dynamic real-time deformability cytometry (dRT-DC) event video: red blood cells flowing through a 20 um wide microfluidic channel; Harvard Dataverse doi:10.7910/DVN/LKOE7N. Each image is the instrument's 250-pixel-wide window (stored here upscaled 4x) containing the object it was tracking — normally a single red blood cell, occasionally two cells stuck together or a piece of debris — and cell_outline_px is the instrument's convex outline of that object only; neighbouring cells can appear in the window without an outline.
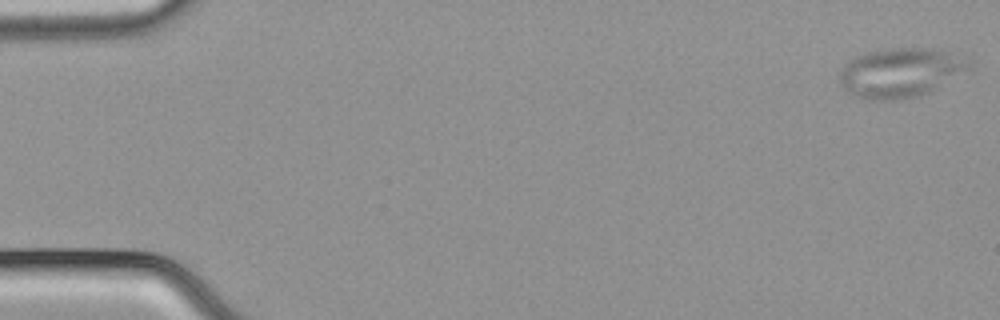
{"species": "common noctule bat (a hibernating species)", "species_latin": "Nyctalus noctula", "temperature_condition": "cold", "stored_images_in_passage": 54, "camera_frame_rate_fps": 3000, "um_per_image_px": 0.085, "animal": {"sex": "male", "body_mass_g": 21.5, "forearm_length_mm": 52.0}, "frame": {"image": 1, "passage_image": 1, "time_ms": 0.0, "image_size_px": [1000, 320], "cell_outline_px": [[972, 68], [928, 92], [920, 96], [896, 100], [864, 100], [852, 96], [840, 84], [840, 72], [844, 64], [848, 60], [856, 56], [868, 52], [888, 48], [936, 48], [972, 60]], "centroid_in_image_um": [76.53, 6.18], "position_along_channel_um": 8.5, "area_um2": 37.57}}
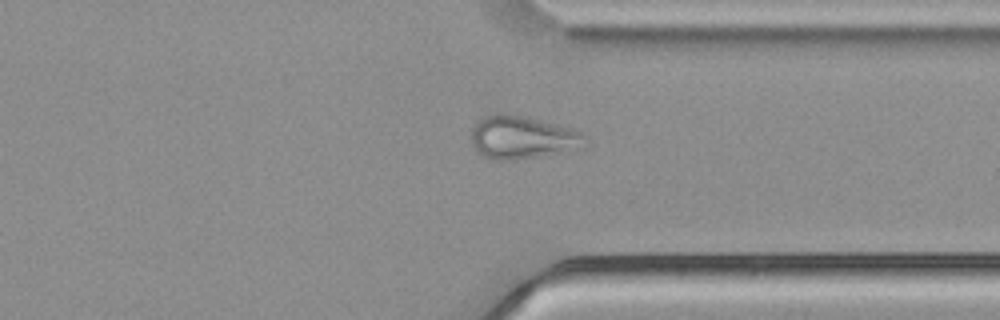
{"frame": {"image": 2, "passage_image": 41, "time_ms": 13.333, "image_size_px": [1000, 320], "cell_outline_px": [[588, 136], [584, 148], [536, 156], [508, 160], [500, 160], [484, 156], [476, 152], [472, 144], [472, 128], [480, 120], [488, 116], [500, 112], [504, 112], [528, 116], [572, 128]], "centroid_in_image_um": [44.44, 11.65], "position_along_channel_um": 367.0, "area_um2": 28.55}}
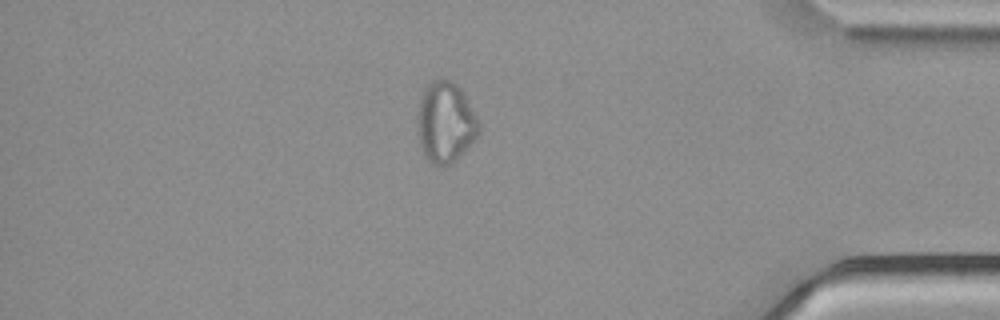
{"frame": {"image": 3, "passage_image": 46, "time_ms": 15.0, "image_size_px": [1000, 320], "cell_outline_px": [[480, 132], [468, 148], [456, 160], [444, 168], [432, 164], [424, 156], [420, 148], [416, 128], [416, 116], [420, 100], [424, 88], [432, 80], [440, 76], [452, 80], [460, 88], [480, 120]], "centroid_in_image_um": [37.85, 10.4], "position_along_channel_um": 397.4, "area_um2": 29.88}}